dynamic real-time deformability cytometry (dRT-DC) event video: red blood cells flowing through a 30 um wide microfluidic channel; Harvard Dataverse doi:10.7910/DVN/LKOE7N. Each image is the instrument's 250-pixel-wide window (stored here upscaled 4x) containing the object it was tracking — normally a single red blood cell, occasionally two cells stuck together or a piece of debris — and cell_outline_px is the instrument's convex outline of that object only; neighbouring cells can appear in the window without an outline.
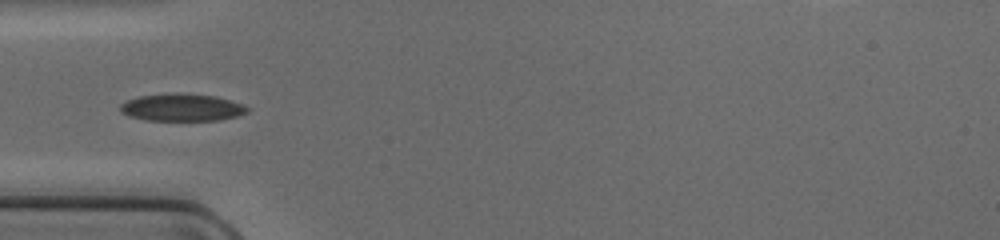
{"species": "common noctule bat (a hibernating species)", "species_latin": "Nyctalus noctula", "temperature_condition": "cold", "stored_images_in_passage": 34, "camera_frame_rate_fps": 3000, "um_per_image_px": 0.085, "animal": {"sex": "female", "body_mass_g": 17.0, "forearm_length_mm": 48.0}, "frame": {"image": 1, "passage_image": 1, "time_ms": 0.0, "image_size_px": [1000, 240], "cell_outline_px": [[248, 112], [236, 116], [220, 120], [144, 120], [128, 116], [120, 112], [120, 104], [136, 96], [168, 92], [176, 92], [216, 96], [244, 104], [248, 108]], "centroid_in_image_um": [15.42, 9.11], "position_along_channel_um": 69.6, "area_um2": 20.58}}
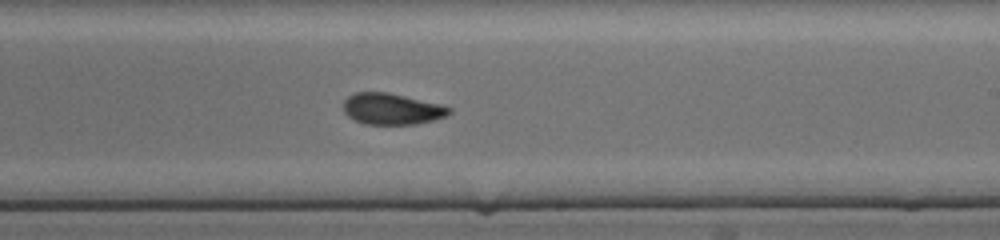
{"frame": {"image": 2, "passage_image": 14, "time_ms": 4.333, "image_size_px": [1000, 240], "cell_outline_px": [[452, 112], [444, 116], [432, 120], [416, 124], [364, 124], [348, 116], [344, 112], [344, 100], [352, 92], [388, 92], [440, 104], [452, 108]], "centroid_in_image_um": [33.28, 9.25], "position_along_channel_um": 255.7, "area_um2": 19.19}}
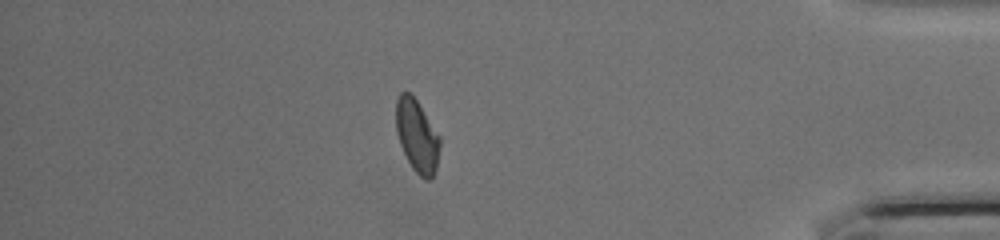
{"frame": {"image": 3, "passage_image": 27, "time_ms": 8.667, "image_size_px": [1000, 240], "cell_outline_px": [[440, 148], [436, 168], [432, 180], [424, 180], [412, 168], [400, 144], [396, 132], [396, 100], [400, 92], [412, 92], [440, 136]], "centroid_in_image_um": [35.45, 11.54], "position_along_channel_um": 399.7, "area_um2": 18.79}}